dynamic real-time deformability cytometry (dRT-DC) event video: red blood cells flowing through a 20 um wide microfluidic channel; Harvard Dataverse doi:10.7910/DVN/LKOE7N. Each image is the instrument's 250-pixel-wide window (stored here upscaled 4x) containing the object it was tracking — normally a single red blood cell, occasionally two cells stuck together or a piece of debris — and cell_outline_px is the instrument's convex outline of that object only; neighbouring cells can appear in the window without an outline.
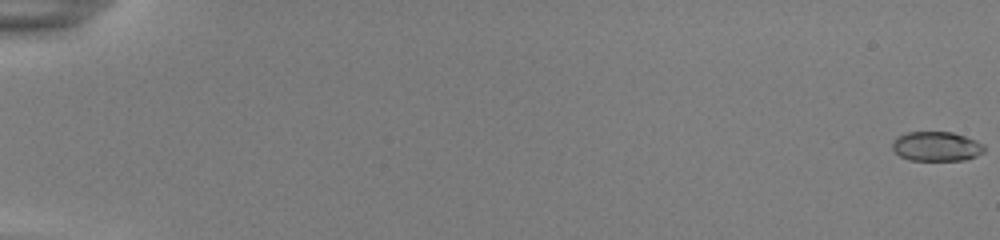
{"species": "common noctule bat (a hibernating species)", "species_latin": "Nyctalus noctula", "temperature_condition": "room temperature", "stored_images_in_passage": 8, "camera_frame_rate_fps": 3000, "um_per_image_px": 0.085, "animal": {"sex": "female", "body_mass_g": 22.0, "forearm_length_mm": 56.7}, "frame": {"image": 1, "passage_image": 1, "time_ms": 0.0, "image_size_px": [1000, 240], "cell_outline_px": [[984, 152], [976, 156], [964, 160], [908, 160], [900, 156], [892, 148], [892, 144], [900, 136], [908, 132], [952, 132], [964, 136], [984, 144]], "centroid_in_image_um": [79.62, 12.45], "position_along_channel_um": 5.4, "area_um2": 15.61}}